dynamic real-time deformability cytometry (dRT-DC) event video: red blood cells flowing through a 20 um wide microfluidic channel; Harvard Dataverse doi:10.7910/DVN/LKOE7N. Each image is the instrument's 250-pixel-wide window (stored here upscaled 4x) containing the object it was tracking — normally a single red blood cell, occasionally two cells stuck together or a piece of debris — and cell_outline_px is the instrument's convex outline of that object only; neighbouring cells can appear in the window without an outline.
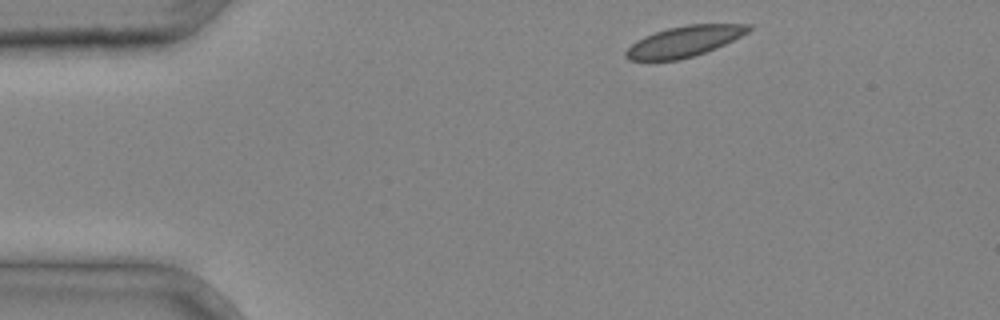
{"species": "common noctule bat (a hibernating species)", "species_latin": "Nyctalus noctula", "temperature_condition": "cold", "stored_images_in_passage": 2, "camera_frame_rate_fps": 3000, "um_per_image_px": 0.085, "animal": {"sex": "male", "body_mass_g": 20.4}, "frame": {"image": 1, "passage_image": 1, "time_ms": 0.0, "image_size_px": [1000, 320], "cell_outline_px": [[752, 28], [748, 32], [716, 48], [680, 60], [628, 60], [624, 56], [624, 52], [636, 40], [644, 36], [668, 28], [688, 24], [752, 24]], "centroid_in_image_um": [58.14, 3.51], "position_along_channel_um": 26.9, "area_um2": 21.79}}